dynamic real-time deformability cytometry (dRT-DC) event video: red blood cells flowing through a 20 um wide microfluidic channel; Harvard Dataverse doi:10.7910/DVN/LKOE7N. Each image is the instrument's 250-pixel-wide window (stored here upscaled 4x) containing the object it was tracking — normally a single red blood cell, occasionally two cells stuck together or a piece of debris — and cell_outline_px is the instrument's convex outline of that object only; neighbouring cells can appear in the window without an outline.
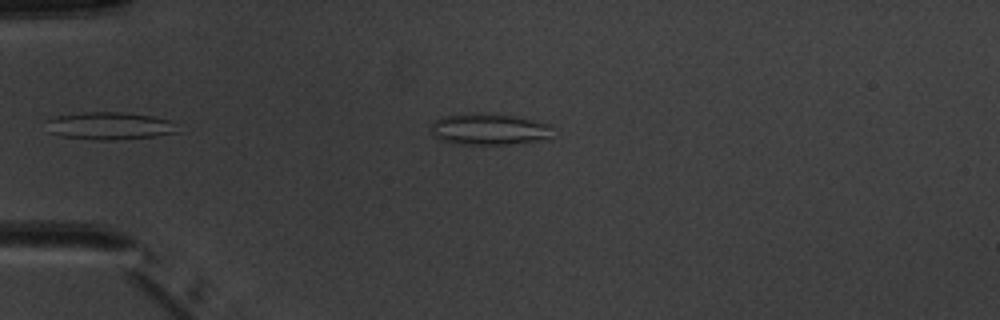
{"species": "common noctule bat (a hibernating species)", "species_latin": "Nyctalus noctula", "temperature_condition": "warm", "stored_images_in_passage": 4, "camera_frame_rate_fps": 3000, "um_per_image_px": 0.085, "animal": {"sex": "male", "body_mass_g": 20.1, "forearm_length_mm": 53.5}, "frame": {"image": 1, "passage_image": 4, "time_ms": 3.667, "image_size_px": [1000, 320], "cell_outline_px": [[552, 140], [524, 144], [456, 144], [440, 140], [432, 132], [432, 124], [436, 120], [444, 116], [476, 112], [480, 112], [516, 116], [552, 124]], "centroid_in_image_um": [41.7, 11.0], "position_along_channel_um": 43.3, "area_um2": 22.95}}